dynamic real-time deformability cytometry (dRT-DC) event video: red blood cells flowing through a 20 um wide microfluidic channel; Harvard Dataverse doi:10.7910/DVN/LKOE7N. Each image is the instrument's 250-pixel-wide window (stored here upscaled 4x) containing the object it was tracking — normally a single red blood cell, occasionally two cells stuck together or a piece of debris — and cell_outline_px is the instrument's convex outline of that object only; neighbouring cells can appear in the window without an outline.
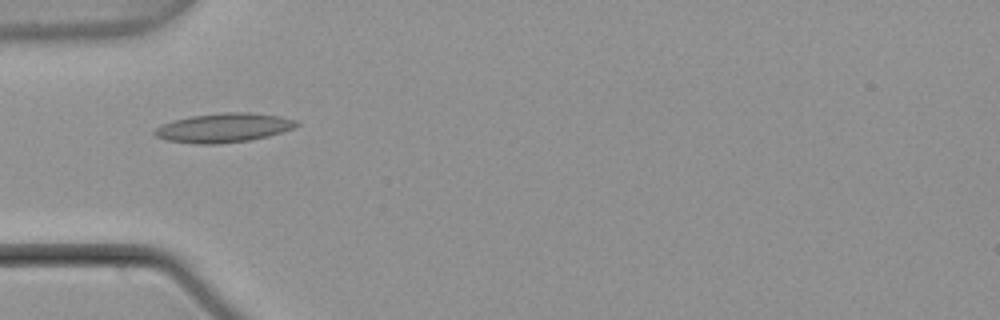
{"species": "common noctule bat (a hibernating species)", "species_latin": "Nyctalus noctula", "temperature_condition": "warm", "stored_images_in_passage": 6, "camera_frame_rate_fps": 3000, "um_per_image_px": 0.085, "animal": {"sex": "male", "body_mass_g": 21.5, "forearm_length_mm": 52.0}, "frame": {"image": 1, "passage_image": 4, "time_ms": 1.0, "image_size_px": [1000, 320], "cell_outline_px": [[300, 124], [296, 128], [268, 136], [252, 140], [220, 144], [196, 144], [168, 140], [156, 136], [152, 132], [160, 124], [172, 120], [192, 116], [220, 112], [252, 112], [280, 116], [296, 120]], "centroid_in_image_um": [19.03, 10.86], "position_along_channel_um": 66.0, "area_um2": 24.45}}
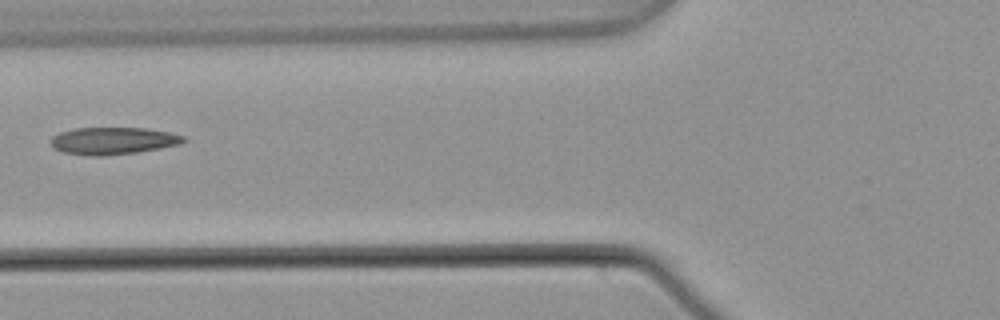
{"frame": {"image": 2, "passage_image": 5, "time_ms": 1.333, "image_size_px": [1000, 320], "cell_outline_px": [[188, 140], [180, 144], [160, 148], [136, 152], [104, 156], [92, 156], [64, 152], [52, 148], [48, 140], [52, 136], [60, 132], [72, 128], [144, 128], [168, 132], [184, 136]], "centroid_in_image_um": [9.56, 11.97], "position_along_channel_um": 116.2, "area_um2": 21.15}}
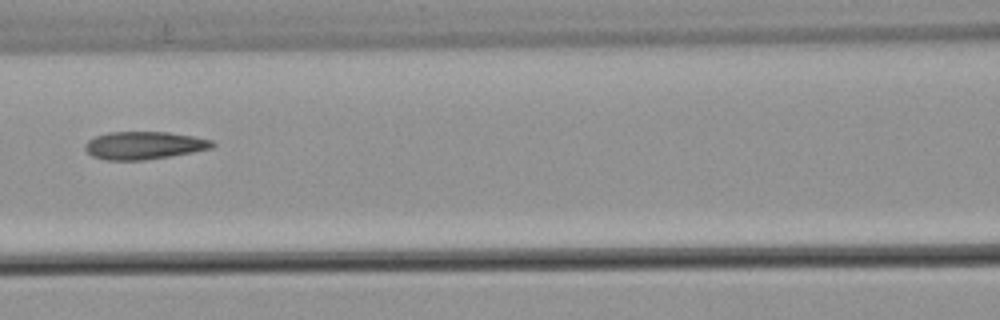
{"frame": {"image": 3, "passage_image": 6, "time_ms": 1.667, "image_size_px": [1000, 320], "cell_outline_px": [[216, 144], [212, 148], [172, 156], [144, 160], [104, 160], [92, 156], [84, 148], [84, 144], [88, 140], [96, 136], [108, 132], [168, 132], [192, 136], [212, 140]], "centroid_in_image_um": [12.23, 12.36], "position_along_channel_um": 154.4, "area_um2": 20.63}}